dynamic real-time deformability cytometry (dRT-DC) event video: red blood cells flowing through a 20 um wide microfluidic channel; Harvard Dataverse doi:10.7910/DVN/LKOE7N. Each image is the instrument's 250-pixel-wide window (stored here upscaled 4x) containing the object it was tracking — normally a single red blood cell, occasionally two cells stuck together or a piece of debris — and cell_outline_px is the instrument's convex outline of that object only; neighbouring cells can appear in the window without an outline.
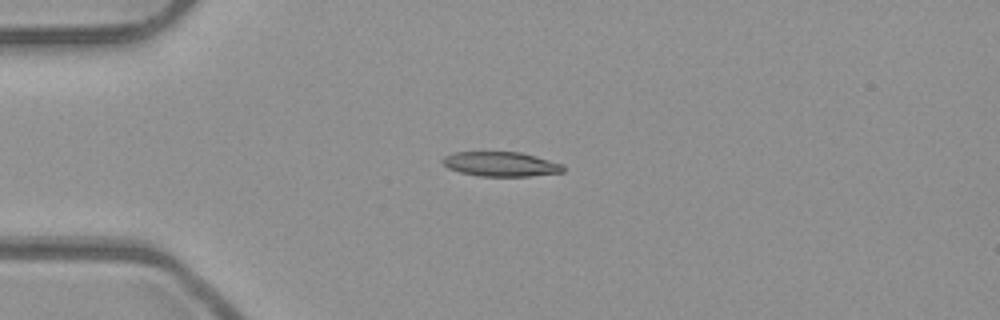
{"species": "common noctule bat (a hibernating species)", "species_latin": "Nyctalus noctula", "temperature_condition": "room temperature", "stored_images_in_passage": 7, "camera_frame_rate_fps": 3000, "um_per_image_px": 0.085, "animal": {"sex": "male", "body_mass_g": 23.1, "forearm_length_mm": 52.7}, "frame": {"image": 1, "passage_image": 4, "time_ms": 1.0, "image_size_px": [1000, 320], "cell_outline_px": [[564, 172], [528, 176], [480, 176], [460, 172], [448, 168], [440, 160], [444, 156], [452, 152], [520, 152], [536, 156], [564, 164]], "centroid_in_image_um": [42.57, 13.94], "position_along_channel_um": 42.4, "area_um2": 17.34}}
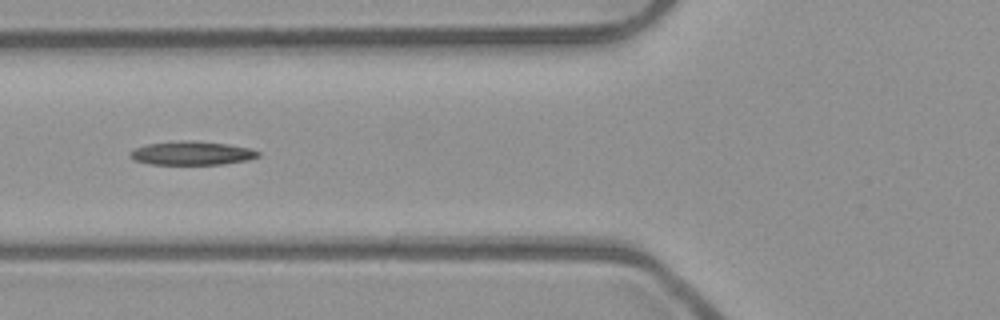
{"frame": {"image": 2, "passage_image": 6, "time_ms": 1.667, "image_size_px": [1000, 320], "cell_outline_px": [[260, 156], [248, 160], [224, 164], [148, 164], [132, 160], [128, 156], [132, 148], [148, 144], [184, 140], [192, 140], [228, 144], [248, 148], [260, 152]], "centroid_in_image_um": [16.26, 13.02], "position_along_channel_um": 109.5, "area_um2": 17.8}}
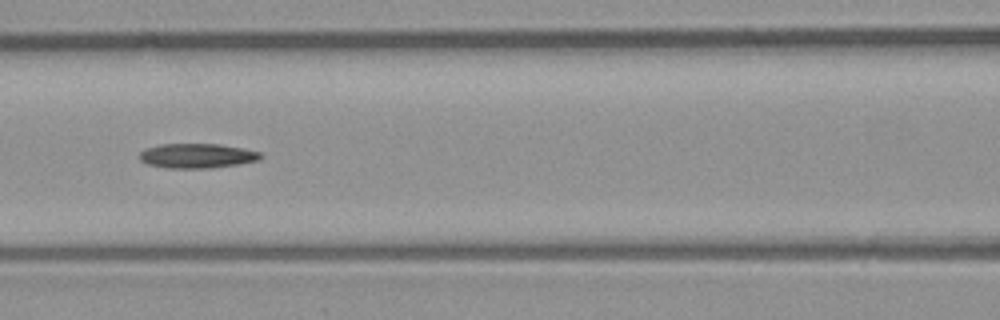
{"frame": {"image": 3, "passage_image": 7, "time_ms": 2.0, "image_size_px": [1000, 320], "cell_outline_px": [[264, 156], [260, 160], [240, 164], [212, 168], [164, 168], [148, 164], [140, 160], [140, 152], [144, 148], [160, 144], [220, 144], [244, 148], [260, 152]], "centroid_in_image_um": [16.78, 13.24], "position_along_channel_um": 149.8, "area_um2": 17.63}}